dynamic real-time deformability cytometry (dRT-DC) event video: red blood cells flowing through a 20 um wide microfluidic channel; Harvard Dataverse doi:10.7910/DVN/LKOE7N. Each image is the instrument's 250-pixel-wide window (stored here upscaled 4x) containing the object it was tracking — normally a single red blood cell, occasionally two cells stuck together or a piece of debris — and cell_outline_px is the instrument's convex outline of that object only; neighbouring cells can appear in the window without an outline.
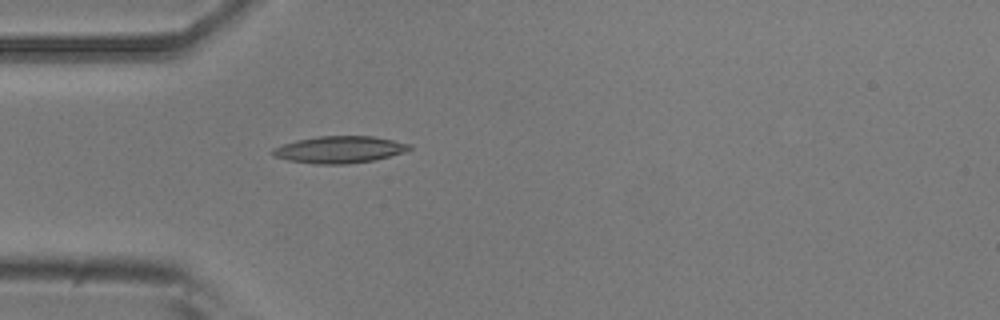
{"species": "common noctule bat (a hibernating species)", "species_latin": "Nyctalus noctula", "temperature_condition": "room temperature", "stored_images_in_passage": 38, "camera_frame_rate_fps": 3000, "um_per_image_px": 0.085, "animal": {"sex": "male", "body_mass_g": 20.5, "forearm_length_mm": 52.5}, "frame": {"image": 1, "passage_image": 12, "time_ms": 3.667, "image_size_px": [1000, 320], "cell_outline_px": [[412, 148], [404, 152], [372, 160], [348, 164], [316, 164], [288, 160], [272, 156], [272, 148], [296, 140], [320, 136], [372, 136], [412, 144]], "centroid_in_image_um": [28.84, 12.71], "position_along_channel_um": 56.2, "area_um2": 21.33}}
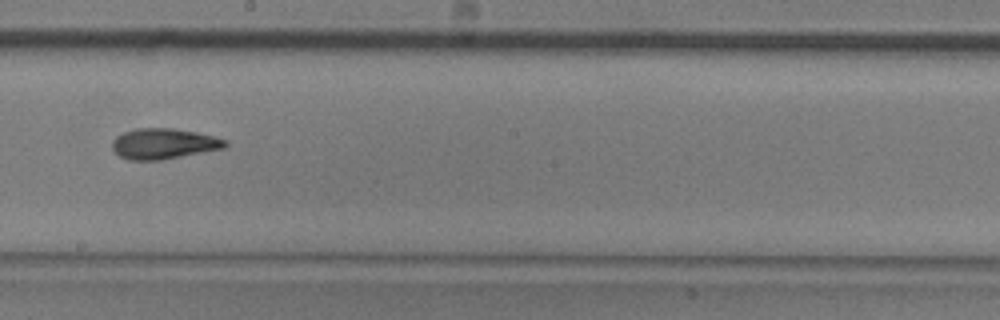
{"frame": {"image": 2, "passage_image": 26, "time_ms": 8.333, "image_size_px": [1000, 320], "cell_outline_px": [[228, 144], [224, 148], [160, 160], [128, 160], [120, 156], [112, 148], [112, 140], [116, 136], [124, 132], [136, 128], [172, 128], [196, 132], [228, 140]], "centroid_in_image_um": [13.9, 12.21], "position_along_channel_um": 234.3, "area_um2": 20.06}}
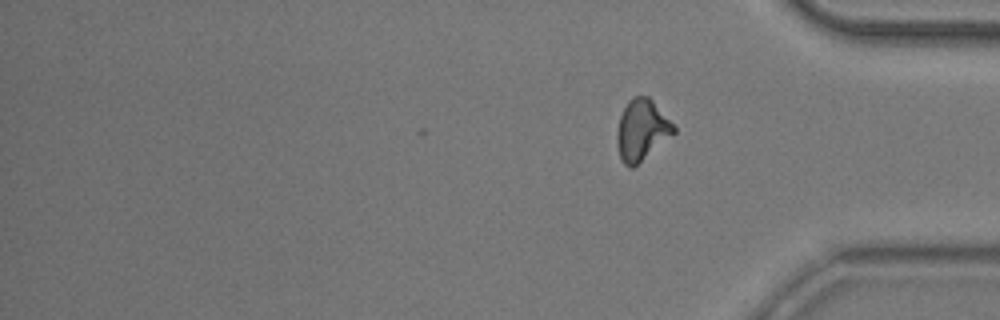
{"frame": {"image": 3, "passage_image": 38, "time_ms": 12.333, "image_size_px": [1000, 320], "cell_outline_px": [[676, 132], [632, 168], [628, 168], [620, 160], [616, 140], [616, 132], [620, 116], [628, 100], [632, 96], [648, 96], [652, 100], [676, 128]], "centroid_in_image_um": [54.51, 11.06], "position_along_channel_um": 380.7, "area_um2": 20.0}, "authors_computed_cell_mechanics": {"area_um2": 19.4497, "velocity_mm_per_s": 3.8878, "shape_relaxation_time_tau1_ms": 5.789, "shape_relaxation_time_tau2_ms": 4.1199, "deformation_change_tau1": 0.1878, "deformation_change_tau2": 0.1308}}